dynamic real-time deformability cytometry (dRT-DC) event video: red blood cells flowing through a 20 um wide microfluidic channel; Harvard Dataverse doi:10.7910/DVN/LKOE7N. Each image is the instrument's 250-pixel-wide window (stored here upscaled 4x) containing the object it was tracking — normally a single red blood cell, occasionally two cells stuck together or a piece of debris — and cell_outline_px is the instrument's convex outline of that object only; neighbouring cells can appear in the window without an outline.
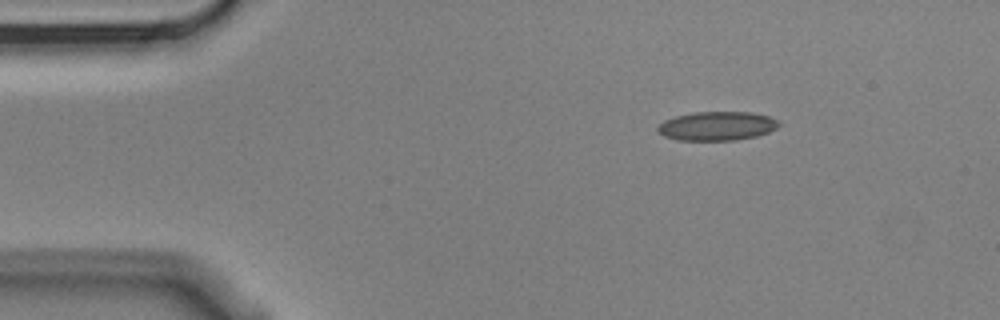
{"species": "Egyptian fruit bat (a non-hibernating species)", "species_latin": "Rousettus aegyptiacus", "temperature_condition": "cold", "stored_images_in_passage": 6, "camera_frame_rate_fps": 3000, "um_per_image_px": 0.085, "animal": {"sex": "male"}, "frame": {"image": 1, "passage_image": 1, "time_ms": 0.0, "image_size_px": [1000, 320], "cell_outline_px": [[780, 124], [776, 128], [768, 132], [756, 136], [736, 140], [676, 140], [664, 136], [656, 132], [656, 128], [664, 120], [676, 116], [696, 112], [752, 112], [768, 116], [780, 120]], "centroid_in_image_um": [60.94, 10.71], "position_along_channel_um": 24.1, "area_um2": 20.52}}
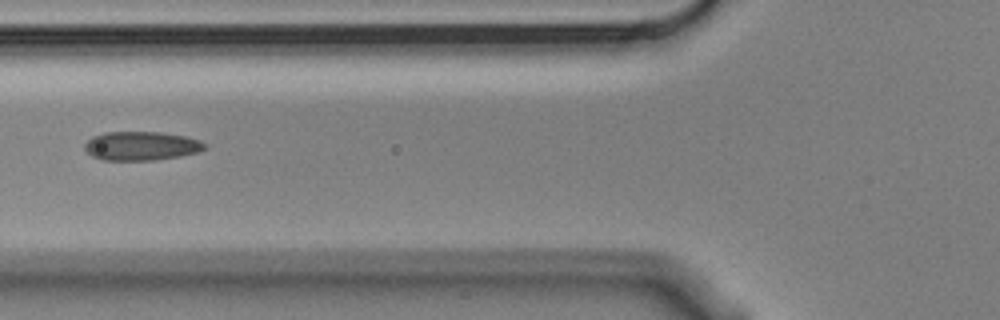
{"frame": {"image": 2, "passage_image": 5, "time_ms": 1.333, "image_size_px": [1000, 320], "cell_outline_px": [[208, 144], [204, 148], [196, 152], [180, 156], [156, 160], [104, 160], [92, 156], [84, 148], [84, 144], [92, 136], [104, 132], [160, 132], [184, 136], [200, 140]], "centroid_in_image_um": [11.99, 12.4], "position_along_channel_um": 113.8, "area_um2": 20.17}}
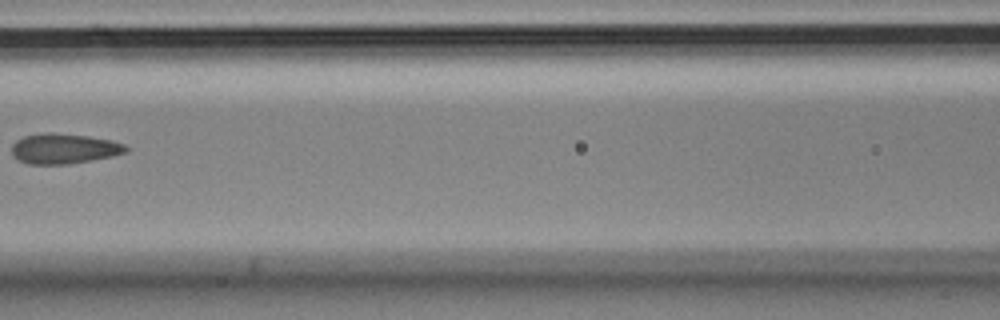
{"frame": {"image": 3, "passage_image": 6, "time_ms": 1.667, "image_size_px": [1000, 320], "cell_outline_px": [[128, 152], [112, 156], [92, 160], [68, 164], [28, 164], [16, 160], [12, 156], [12, 144], [16, 140], [24, 136], [88, 136], [112, 140], [124, 144], [128, 148]], "centroid_in_image_um": [5.46, 12.7], "position_along_channel_um": 161.1, "area_um2": 19.31}}